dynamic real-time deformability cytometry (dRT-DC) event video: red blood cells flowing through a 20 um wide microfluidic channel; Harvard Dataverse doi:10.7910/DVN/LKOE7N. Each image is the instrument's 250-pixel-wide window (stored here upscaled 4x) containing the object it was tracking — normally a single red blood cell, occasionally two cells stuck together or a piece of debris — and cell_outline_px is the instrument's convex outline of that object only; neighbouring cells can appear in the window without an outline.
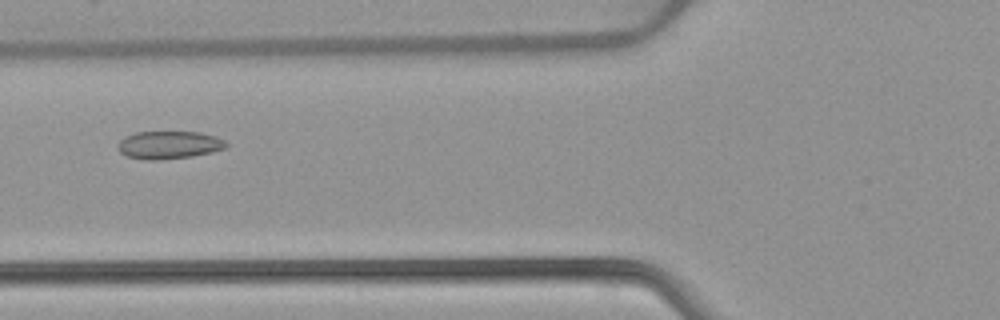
{"species": "common noctule bat (a hibernating species)", "species_latin": "Nyctalus noctula", "temperature_condition": "warm", "stored_images_in_passage": 51, "camera_frame_rate_fps": 3000, "um_per_image_px": 0.085, "animal": {"sex": "female", "body_mass_g": 22.7, "forearm_length_mm": 54.2}, "frame": {"image": 1, "passage_image": 19, "time_ms": 6.0, "image_size_px": [1000, 320], "cell_outline_px": [[228, 148], [212, 152], [192, 156], [160, 160], [144, 160], [128, 156], [120, 152], [116, 148], [116, 144], [124, 136], [136, 132], [200, 132], [216, 136], [224, 140], [228, 144]], "centroid_in_image_um": [14.36, 12.32], "position_along_channel_um": 111.4, "area_um2": 17.8}}
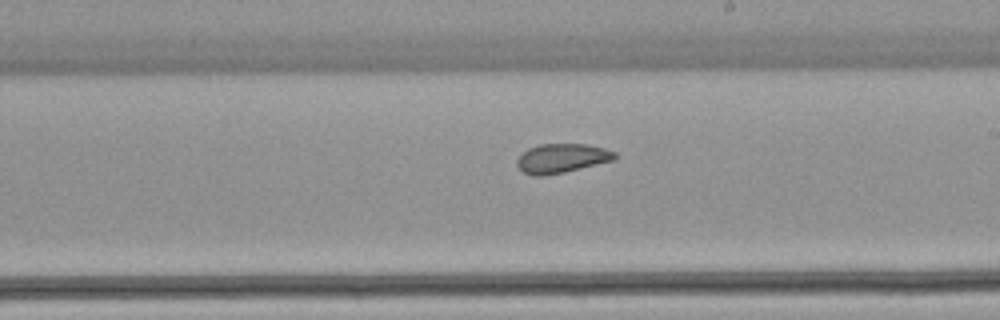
{"frame": {"image": 2, "passage_image": 29, "time_ms": 9.333, "image_size_px": [1000, 320], "cell_outline_px": [[616, 160], [564, 172], [544, 176], [532, 176], [524, 172], [516, 164], [516, 160], [528, 148], [540, 144], [588, 144], [604, 148], [616, 152]], "centroid_in_image_um": [47.77, 13.45], "position_along_channel_um": 241.2, "area_um2": 16.7}}
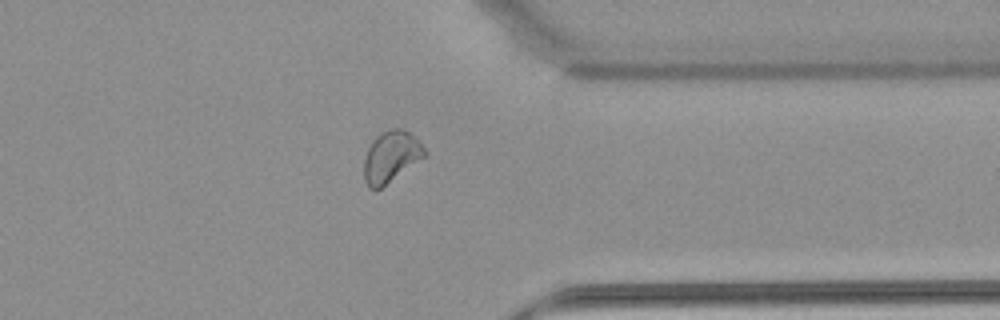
{"frame": {"image": 3, "passage_image": 40, "time_ms": 13.0, "image_size_px": [1000, 320], "cell_outline_px": [[428, 152], [424, 156], [380, 188], [368, 188], [364, 180], [364, 156], [372, 140], [376, 136], [388, 128], [404, 128]], "centroid_in_image_um": [33.19, 13.29], "position_along_channel_um": 378.2, "area_um2": 17.69}, "authors_computed_cell_mechanics": {"area_um2": 18.5538, "velocity_mm_per_s": 3.8946, "shape_relaxation_time_tau1_ms": null, "shape_relaxation_time_tau2_ms": 2.4847, "deformation_change_tau1": null, "deformation_change_tau2": 0.0524}}